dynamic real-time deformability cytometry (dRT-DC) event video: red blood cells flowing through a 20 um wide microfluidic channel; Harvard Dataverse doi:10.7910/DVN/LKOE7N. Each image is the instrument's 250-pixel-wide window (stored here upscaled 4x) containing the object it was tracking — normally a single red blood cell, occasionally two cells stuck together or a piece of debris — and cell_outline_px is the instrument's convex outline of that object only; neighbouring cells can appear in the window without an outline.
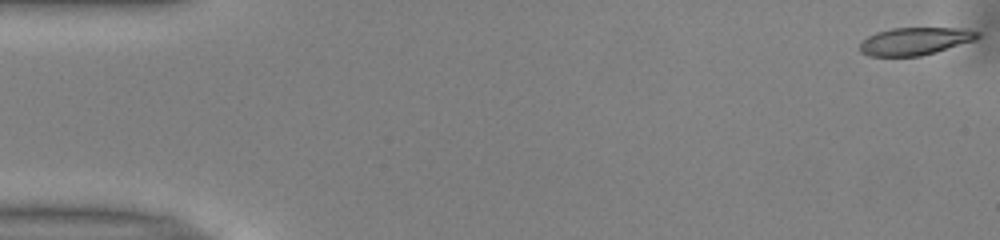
{"species": "common noctule bat (a hibernating species)", "species_latin": "Nyctalus noctula", "temperature_condition": "warm", "stored_images_in_passage": 41, "camera_frame_rate_fps": 3000, "um_per_image_px": 0.085, "animal": {"sex": "male", "body_mass_g": 13.0, "forearm_length_mm": 53.1}, "frame": {"image": 1, "passage_image": 1, "time_ms": 0.0, "image_size_px": [1000, 240], "cell_outline_px": [[980, 36], [976, 40], [936, 52], [920, 56], [868, 56], [860, 52], [860, 44], [868, 36], [876, 32], [892, 28], [964, 28], [980, 32]], "centroid_in_image_um": [77.8, 3.5], "position_along_channel_um": 7.2, "area_um2": 19.02}}
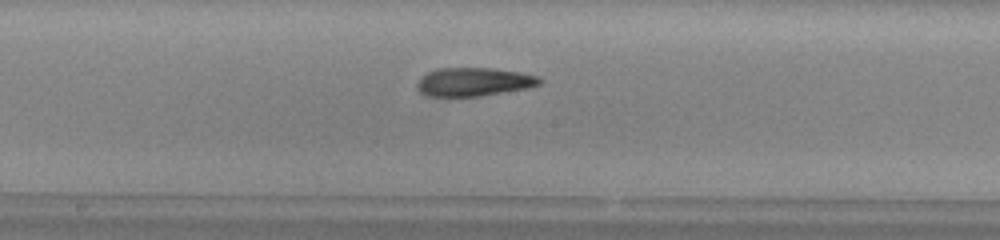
{"frame": {"image": 2, "passage_image": 27, "time_ms": 8.667, "image_size_px": [1000, 240], "cell_outline_px": [[544, 80], [540, 84], [528, 88], [480, 96], [428, 96], [420, 92], [416, 88], [416, 84], [420, 76], [436, 68], [492, 68], [520, 72], [540, 76]], "centroid_in_image_um": [40.28, 6.95], "position_along_channel_um": 207.9, "area_um2": 20.58}}
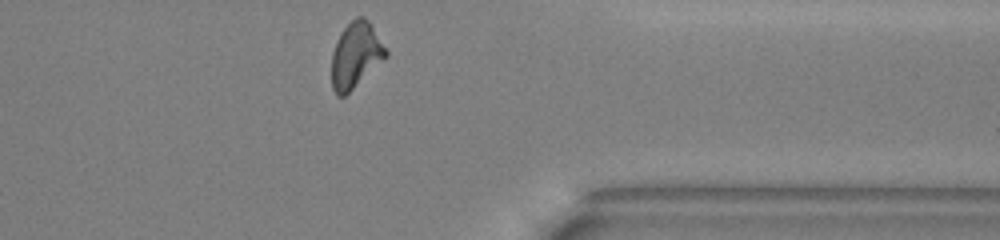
{"frame": {"image": 3, "passage_image": 41, "time_ms": 13.333, "image_size_px": [1000, 240], "cell_outline_px": [[388, 56], [344, 96], [336, 96], [332, 88], [332, 52], [336, 40], [340, 32], [356, 16], [364, 16], [372, 24], [388, 52]], "centroid_in_image_um": [30.23, 4.66], "position_along_channel_um": 381.2, "area_um2": 20.75}, "authors_computed_cell_mechanics": {"area_um2": 20.4612, "velocity_mm_per_s": 3.9815, "shape_relaxation_time_tau1_ms": 10.6475, "shape_relaxation_time_tau2_ms": 2.2895, "deformation_change_tau1": 0.2899, "deformation_change_tau2": 0.1067}}